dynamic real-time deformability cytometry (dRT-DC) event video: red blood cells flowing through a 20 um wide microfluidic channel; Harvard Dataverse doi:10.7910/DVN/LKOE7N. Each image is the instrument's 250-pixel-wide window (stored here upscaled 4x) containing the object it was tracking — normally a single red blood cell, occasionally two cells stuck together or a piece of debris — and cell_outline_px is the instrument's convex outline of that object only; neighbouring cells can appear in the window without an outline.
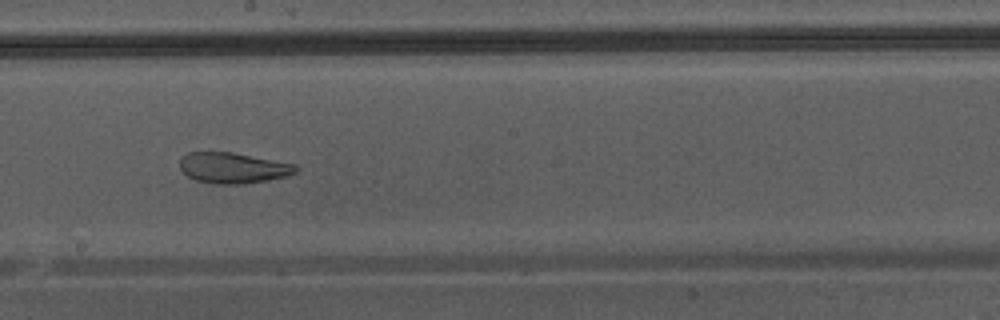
{"species": "Egyptian fruit bat (a non-hibernating species)", "species_latin": "Rousettus aegyptiacus", "temperature_condition": "warm", "stored_images_in_passage": 46, "camera_frame_rate_fps": 3000, "um_per_image_px": 0.085, "animal": {"sex": "male"}, "frame": {"image": 1, "passage_image": 27, "time_ms": 8.667, "image_size_px": [1000, 320], "cell_outline_px": [[300, 168], [296, 172], [288, 176], [268, 180], [244, 184], [216, 184], [196, 180], [188, 176], [180, 168], [180, 160], [188, 152], [232, 152], [296, 164]], "centroid_in_image_um": [19.85, 14.27], "position_along_channel_um": 228.3, "area_um2": 20.81}}